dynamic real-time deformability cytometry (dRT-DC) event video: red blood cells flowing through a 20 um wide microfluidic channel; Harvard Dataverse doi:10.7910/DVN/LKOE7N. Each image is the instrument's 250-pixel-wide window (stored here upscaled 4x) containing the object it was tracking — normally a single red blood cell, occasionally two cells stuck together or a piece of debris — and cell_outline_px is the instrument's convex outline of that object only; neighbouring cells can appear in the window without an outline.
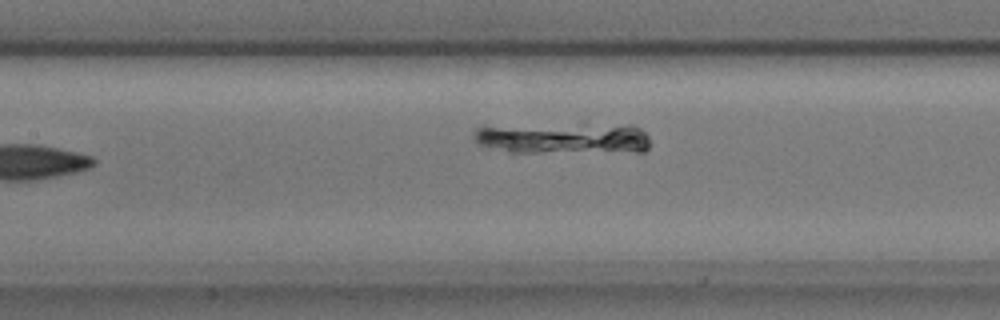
{"species": "common noctule bat (a hibernating species)", "species_latin": "Nyctalus noctula", "temperature_condition": "cold", "stored_images_in_passage": 8, "camera_frame_rate_fps": 3000, "um_per_image_px": 0.085, "animal": {"sex": "male", "body_mass_g": 17.9, "forearm_length_mm": 54.2}, "frame": {"image": 1, "passage_image": 7, "time_ms": 2.0, "image_size_px": [1000, 320], "cell_outline_px": [[648, 148], [644, 152], [512, 152], [476, 144], [476, 128], [484, 124], [632, 124], [640, 128], [648, 136]], "centroid_in_image_um": [47.86, 11.72], "position_along_channel_um": 159.5, "area_um2": 33.0}}
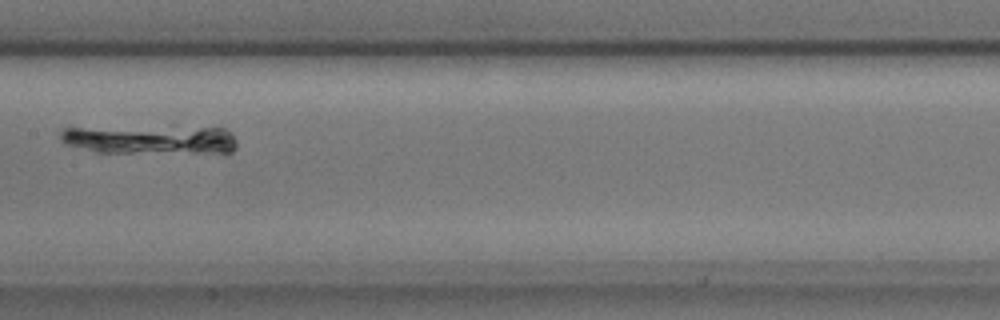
{"frame": {"image": 2, "passage_image": 8, "time_ms": 2.333, "image_size_px": [1000, 320], "cell_outline_px": [[236, 148], [232, 152], [96, 152], [64, 144], [60, 140], [60, 132], [64, 128], [224, 128], [232, 132], [236, 140]], "centroid_in_image_um": [12.77, 11.88], "position_along_channel_um": 194.6, "area_um2": 28.84}}